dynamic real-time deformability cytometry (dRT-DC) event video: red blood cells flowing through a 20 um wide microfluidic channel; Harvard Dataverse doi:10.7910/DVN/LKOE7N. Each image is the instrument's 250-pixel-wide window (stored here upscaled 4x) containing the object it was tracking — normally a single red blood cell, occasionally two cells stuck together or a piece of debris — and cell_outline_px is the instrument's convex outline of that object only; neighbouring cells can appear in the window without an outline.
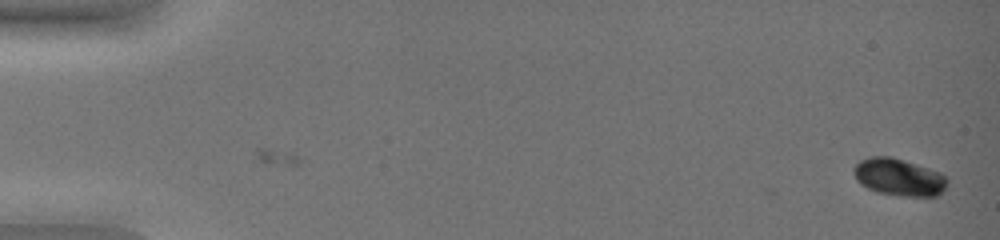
{"species": "common noctule bat (a hibernating species)", "species_latin": "Nyctalus noctula", "temperature_condition": "warm", "stored_images_in_passage": 51, "camera_frame_rate_fps": 3000, "um_per_image_px": 0.085, "animal": {"sex": "female", "body_mass_g": 19.0, "forearm_length_mm": 51.5}, "frame": {"image": 1, "passage_image": 1, "time_ms": 0.0, "image_size_px": [1000, 240], "cell_outline_px": [[948, 184], [936, 196], [900, 196], [876, 192], [860, 184], [856, 180], [852, 172], [852, 168], [860, 160], [868, 156], [892, 156], [940, 172], [948, 180]], "centroid_in_image_um": [76.35, 15.05], "position_along_channel_um": 8.6, "area_um2": 20.46}}
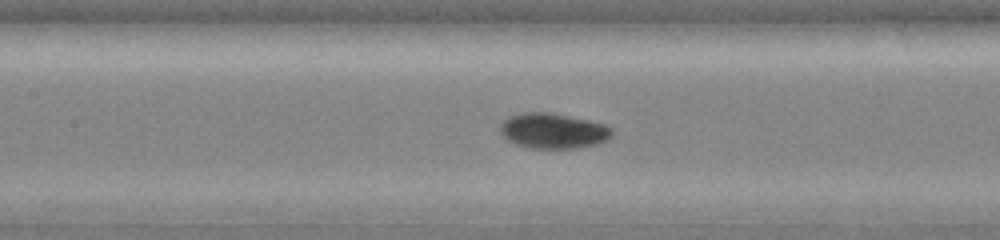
{"frame": {"image": 2, "passage_image": 26, "time_ms": 8.333, "image_size_px": [1000, 240], "cell_outline_px": [[612, 136], [608, 140], [596, 144], [580, 148], [528, 148], [516, 144], [508, 140], [500, 132], [500, 124], [508, 116], [524, 112], [548, 112], [588, 120], [604, 124], [612, 128]], "centroid_in_image_um": [47.02, 11.12], "position_along_channel_um": 160.4, "area_um2": 23.06}}
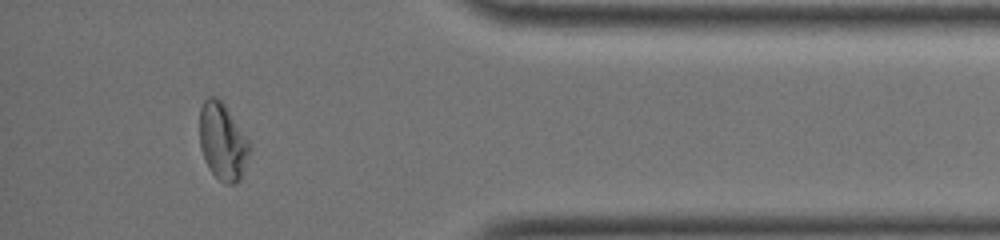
{"frame": {"image": 3, "passage_image": 47, "time_ms": 15.333, "image_size_px": [1000, 240], "cell_outline_px": [[252, 148], [240, 180], [236, 184], [224, 184], [212, 172], [200, 148], [200, 108], [204, 100], [208, 96], [216, 96], [224, 104], [252, 144]], "centroid_in_image_um": [18.95, 12.03], "position_along_channel_um": 416.2, "area_um2": 22.48}, "authors_computed_cell_mechanics": {"area_um2": 21.5594, "velocity_mm_per_s": 3.8965, "shape_relaxation_time_tau1_ms": 4.2971, "shape_relaxation_time_tau2_ms": null, "deformation_change_tau1": 0.1581, "deformation_change_tau2": null}}